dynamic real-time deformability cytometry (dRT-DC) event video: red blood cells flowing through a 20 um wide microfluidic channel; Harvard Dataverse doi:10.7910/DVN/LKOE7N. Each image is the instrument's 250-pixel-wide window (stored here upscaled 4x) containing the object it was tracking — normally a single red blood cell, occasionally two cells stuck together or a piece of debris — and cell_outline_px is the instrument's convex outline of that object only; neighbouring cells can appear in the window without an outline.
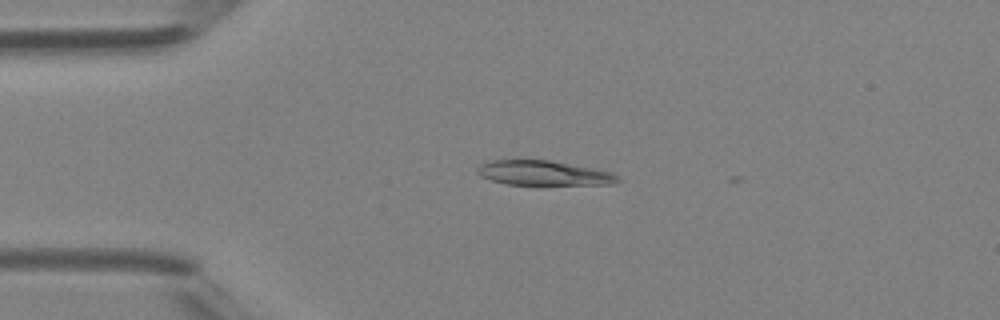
{"species": "Egyptian fruit bat (a non-hibernating species)", "species_latin": "Rousettus aegyptiacus", "temperature_condition": "room temperature", "stored_images_in_passage": 36, "camera_frame_rate_fps": 3000, "um_per_image_px": 0.085, "animal": {"sex": "female"}, "frame": {"image": 1, "passage_image": 1, "time_ms": 0.0, "image_size_px": [1000, 320], "cell_outline_px": [[620, 180], [612, 184], [508, 184], [492, 180], [480, 176], [476, 172], [476, 168], [480, 164], [488, 160], [548, 160], [592, 168], [612, 172], [620, 176]], "centroid_in_image_um": [46.18, 14.7], "position_along_channel_um": 38.8, "area_um2": 20.0}}
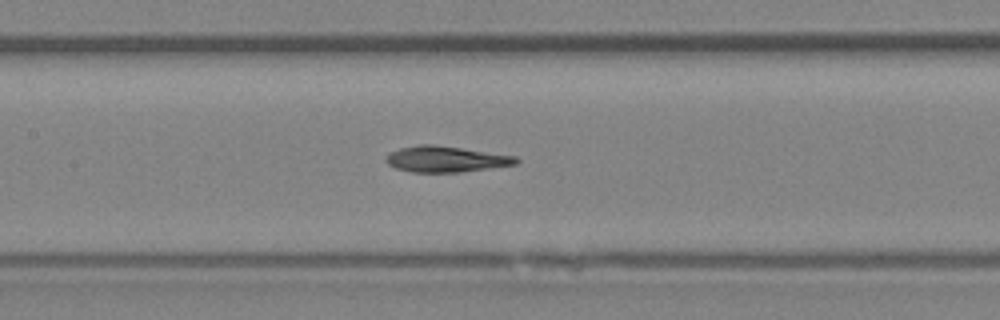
{"frame": {"image": 2, "passage_image": 12, "time_ms": 3.667, "image_size_px": [1000, 320], "cell_outline_px": [[520, 160], [516, 164], [460, 172], [412, 172], [396, 168], [388, 164], [384, 160], [392, 152], [400, 148], [420, 144], [432, 144], [516, 156]], "centroid_in_image_um": [37.89, 13.53], "position_along_channel_um": 169.5, "area_um2": 19.36}}
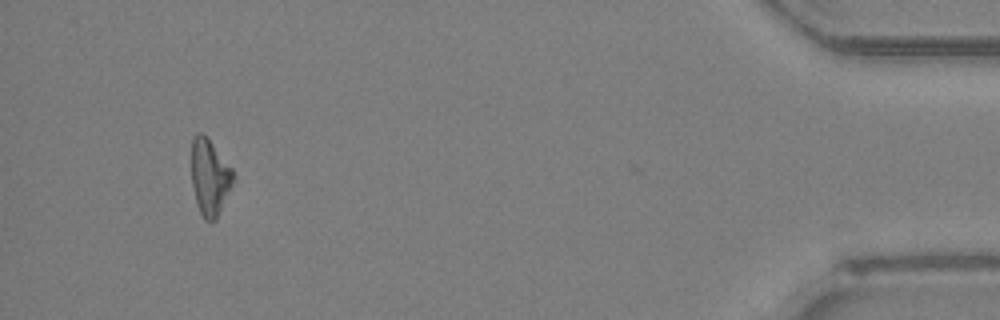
{"frame": {"image": 3, "passage_image": 34, "time_ms": 11.0, "image_size_px": [1000, 320], "cell_outline_px": [[232, 184], [216, 220], [204, 220], [196, 204], [192, 184], [192, 136], [196, 132], [200, 132], [212, 144], [232, 168]], "centroid_in_image_um": [17.79, 15.07], "position_along_channel_um": 417.4, "area_um2": 18.09}, "authors_computed_cell_mechanics": {"area_um2": 19.7098, "velocity_mm_per_s": 4.3865, "shape_relaxation_time_tau1_ms": 5.4379, "shape_relaxation_time_tau2_ms": null, "deformation_change_tau1": 0.1723, "deformation_change_tau2": null}}